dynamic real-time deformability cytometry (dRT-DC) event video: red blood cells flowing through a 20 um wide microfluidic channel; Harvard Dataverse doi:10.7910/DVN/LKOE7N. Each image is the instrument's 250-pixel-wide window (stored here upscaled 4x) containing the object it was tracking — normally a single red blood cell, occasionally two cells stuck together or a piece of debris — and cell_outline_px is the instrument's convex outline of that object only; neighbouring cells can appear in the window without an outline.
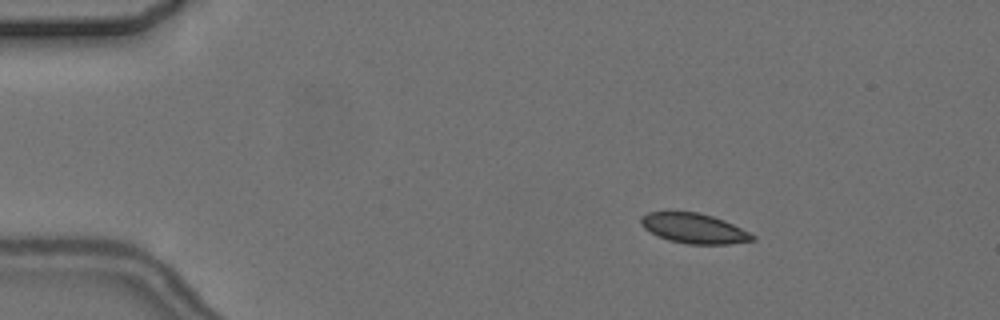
{"species": "common noctule bat (a hibernating species)", "species_latin": "Nyctalus noctula", "temperature_condition": "cold", "stored_images_in_passage": 6, "camera_frame_rate_fps": 3000, "um_per_image_px": 0.085, "animal": {"sex": "female", "body_mass_g": 24.6, "forearm_length_mm": 56.2}, "frame": {"image": 1, "passage_image": 3, "time_ms": 2.333, "image_size_px": [1000, 320], "cell_outline_px": [[756, 240], [728, 244], [688, 244], [668, 240], [644, 228], [640, 224], [640, 216], [648, 212], [696, 212], [712, 216], [724, 220], [756, 236]], "centroid_in_image_um": [58.98, 19.41], "position_along_channel_um": 26.0, "area_um2": 19.31}}